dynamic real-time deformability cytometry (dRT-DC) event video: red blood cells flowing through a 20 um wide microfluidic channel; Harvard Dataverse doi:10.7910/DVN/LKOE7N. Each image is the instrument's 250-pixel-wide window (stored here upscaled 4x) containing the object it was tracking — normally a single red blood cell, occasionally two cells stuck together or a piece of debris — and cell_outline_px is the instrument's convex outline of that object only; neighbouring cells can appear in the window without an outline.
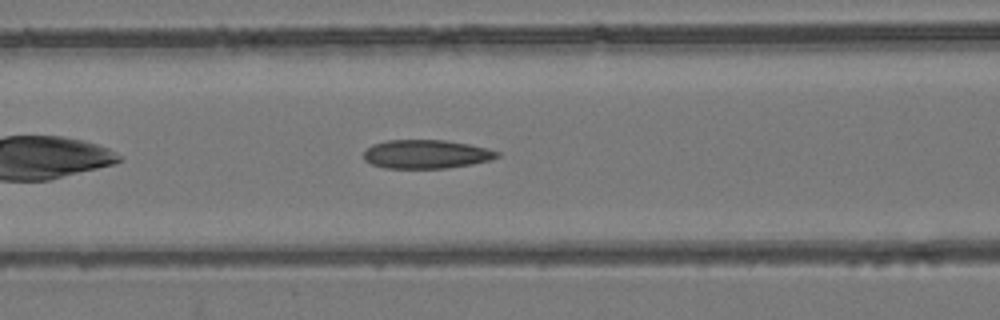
{"species": "common noctule bat (a hibernating species)", "species_latin": "Nyctalus noctula", "temperature_condition": "room temperature", "stored_images_in_passage": 33, "camera_frame_rate_fps": 3000, "um_per_image_px": 0.085, "animal": {"sex": "female", "body_mass_g": 24.6, "forearm_length_mm": 56.2}, "frame": {"image": 1, "passage_image": 8, "time_ms": 2.333, "image_size_px": [1000, 320], "cell_outline_px": [[500, 156], [492, 160], [472, 164], [444, 168], [384, 168], [372, 164], [364, 160], [364, 152], [372, 144], [384, 140], [444, 140], [468, 144], [488, 148], [500, 152]], "centroid_in_image_um": [36.24, 13.1], "position_along_channel_um": 130.4, "area_um2": 22.43}}
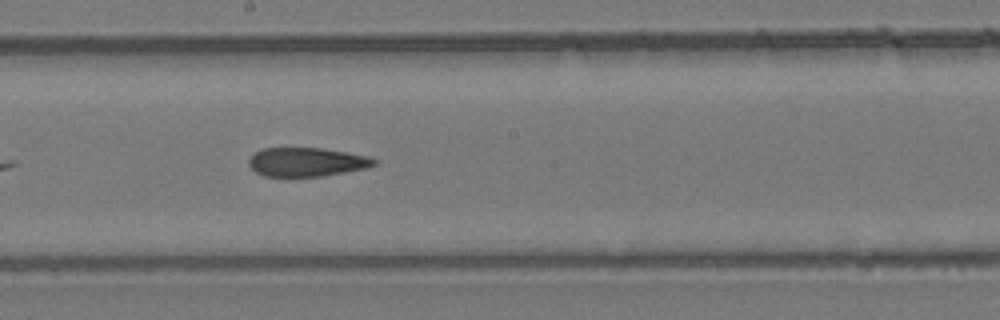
{"frame": {"image": 2, "passage_image": 15, "time_ms": 4.667, "image_size_px": [1000, 320], "cell_outline_px": [[376, 164], [368, 168], [320, 176], [264, 176], [256, 172], [248, 164], [248, 160], [252, 152], [260, 148], [320, 148], [368, 156], [376, 160]], "centroid_in_image_um": [26.01, 13.76], "position_along_channel_um": 222.2, "area_um2": 21.04}}
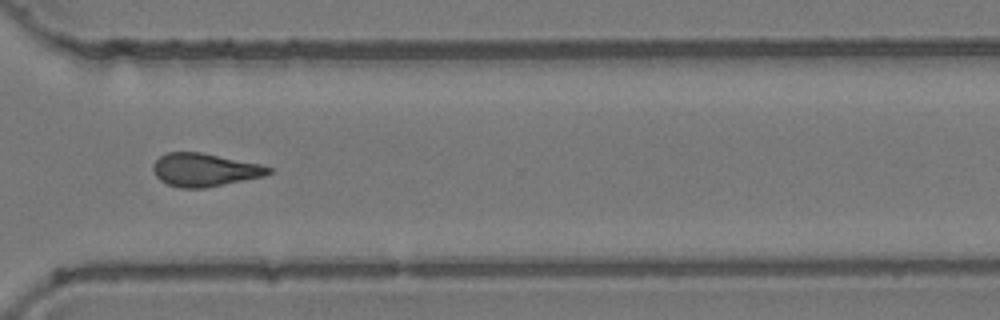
{"frame": {"image": 3, "passage_image": 25, "time_ms": 8.0, "image_size_px": [1000, 320], "cell_outline_px": [[272, 172], [264, 176], [204, 188], [180, 188], [168, 184], [160, 180], [156, 176], [152, 168], [156, 160], [160, 156], [168, 152], [200, 152], [260, 164], [272, 168]], "centroid_in_image_um": [17.38, 14.44], "position_along_channel_um": 353.2, "area_um2": 22.08}, "authors_computed_cell_mechanics": {"area_um2": 22.3686, "velocity_mm_per_s": 3.9379, "shape_relaxation_time_tau1_ms": null, "shape_relaxation_time_tau2_ms": 3.1536, "deformation_change_tau1": null, "deformation_change_tau2": 0.1123}}